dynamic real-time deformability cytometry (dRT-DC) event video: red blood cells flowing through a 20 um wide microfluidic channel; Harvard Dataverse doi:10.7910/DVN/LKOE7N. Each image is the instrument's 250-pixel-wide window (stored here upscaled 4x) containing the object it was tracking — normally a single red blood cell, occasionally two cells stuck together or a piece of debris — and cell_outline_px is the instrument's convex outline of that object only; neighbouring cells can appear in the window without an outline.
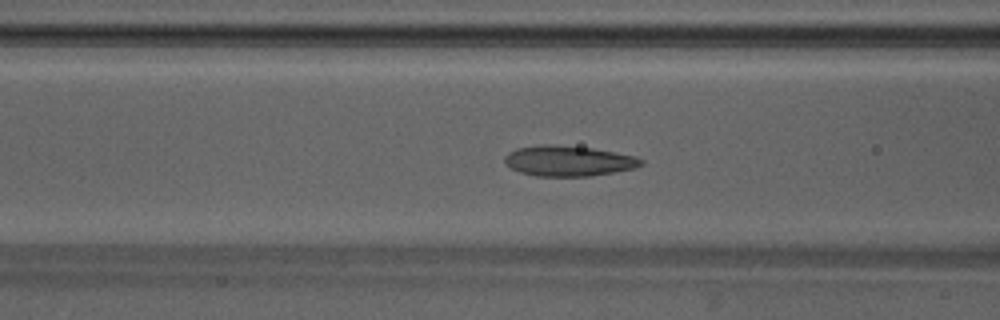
{"species": "Egyptian fruit bat (a non-hibernating species)", "species_latin": "Rousettus aegyptiacus", "temperature_condition": "warm", "stored_images_in_passage": 47, "camera_frame_rate_fps": 3000, "um_per_image_px": 0.085, "animal": {"sex": "male"}, "frame": {"image": 1, "passage_image": 18, "time_ms": 5.667, "image_size_px": [1000, 320], "cell_outline_px": [[644, 164], [636, 168], [616, 172], [588, 176], [536, 176], [520, 172], [512, 168], [504, 160], [504, 156], [508, 152], [516, 148], [544, 144], [552, 144], [592, 148], [636, 156], [644, 160]], "centroid_in_image_um": [48.35, 13.67], "position_along_channel_um": 118.3, "area_um2": 24.28}}
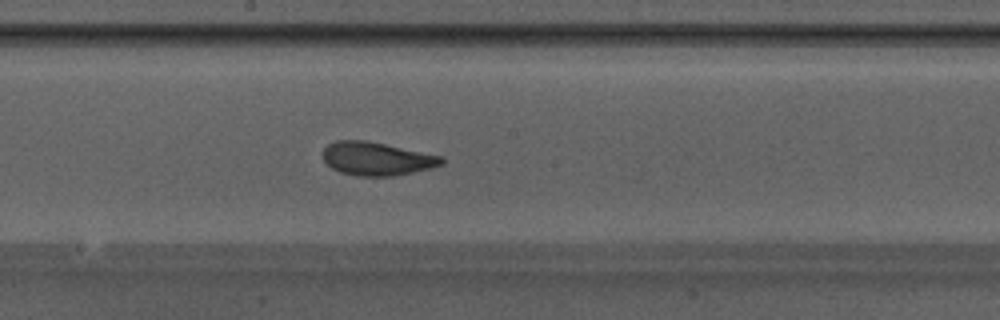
{"frame": {"image": 2, "passage_image": 25, "time_ms": 8.0, "image_size_px": [1000, 320], "cell_outline_px": [[444, 164], [432, 168], [392, 176], [360, 176], [340, 172], [332, 168], [324, 160], [324, 148], [328, 144], [336, 140], [364, 140], [444, 156]], "centroid_in_image_um": [32.05, 13.49], "position_along_channel_um": 216.1, "area_um2": 22.95}}
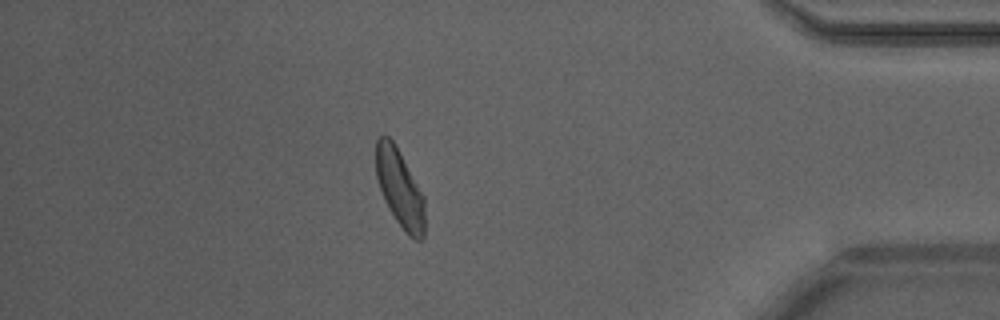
{"frame": {"image": 3, "passage_image": 41, "time_ms": 13.333, "image_size_px": [1000, 320], "cell_outline_px": [[424, 240], [416, 240], [408, 236], [404, 232], [396, 220], [380, 188], [376, 176], [376, 140], [380, 136], [388, 136], [392, 140], [424, 196]], "centroid_in_image_um": [33.99, 16.05], "position_along_channel_um": 401.2, "area_um2": 21.62}, "authors_computed_cell_mechanics": {"area_um2": 23.409, "velocity_mm_per_s": 4.1984, "shape_relaxation_time_tau1_ms": 3.4106, "shape_relaxation_time_tau2_ms": 1.1135, "deformation_change_tau1": 0.1449, "deformation_change_tau2": 0.085}}